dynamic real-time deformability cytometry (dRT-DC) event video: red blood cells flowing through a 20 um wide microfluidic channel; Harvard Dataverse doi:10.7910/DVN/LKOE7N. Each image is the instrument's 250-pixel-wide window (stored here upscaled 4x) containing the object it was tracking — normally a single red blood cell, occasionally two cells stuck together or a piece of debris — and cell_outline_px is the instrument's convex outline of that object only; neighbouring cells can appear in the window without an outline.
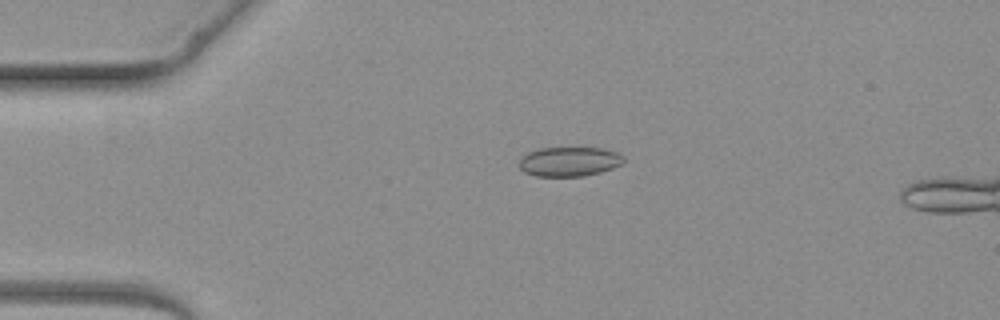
{"species": "common noctule bat (a hibernating species)", "species_latin": "Nyctalus noctula", "temperature_condition": "warm", "stored_images_in_passage": 4, "camera_frame_rate_fps": 3000, "um_per_image_px": 0.085, "animal": {"sex": "female", "body_mass_g": 19.3, "forearm_length_mm": 54.1}, "frame": {"image": 1, "passage_image": 2, "time_ms": 1.333, "image_size_px": [1000, 320], "cell_outline_px": [[624, 160], [620, 164], [612, 168], [600, 172], [584, 176], [536, 176], [524, 172], [520, 168], [520, 156], [528, 152], [540, 148], [600, 148], [620, 152], [624, 156]], "centroid_in_image_um": [48.38, 13.73], "position_along_channel_um": 36.6, "area_um2": 17.98}}
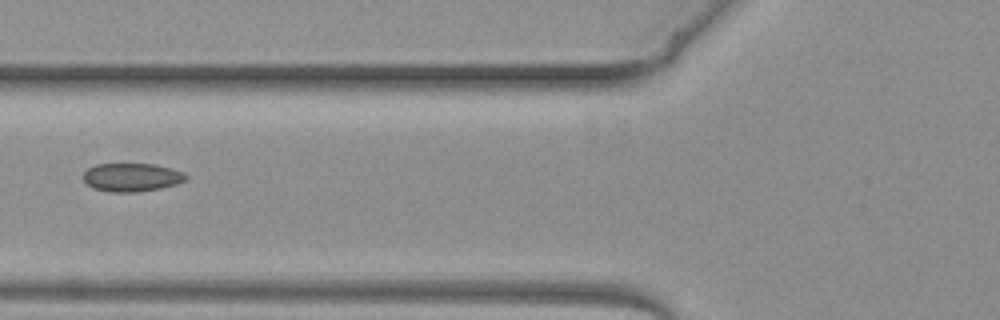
{"frame": {"image": 2, "passage_image": 4, "time_ms": 3.667, "image_size_px": [1000, 320], "cell_outline_px": [[188, 180], [176, 184], [160, 188], [136, 192], [112, 192], [92, 188], [84, 180], [84, 172], [88, 168], [96, 164], [156, 164], [172, 168], [184, 172], [188, 176]], "centroid_in_image_um": [11.24, 15.06], "position_along_channel_um": 114.6, "area_um2": 17.05}}